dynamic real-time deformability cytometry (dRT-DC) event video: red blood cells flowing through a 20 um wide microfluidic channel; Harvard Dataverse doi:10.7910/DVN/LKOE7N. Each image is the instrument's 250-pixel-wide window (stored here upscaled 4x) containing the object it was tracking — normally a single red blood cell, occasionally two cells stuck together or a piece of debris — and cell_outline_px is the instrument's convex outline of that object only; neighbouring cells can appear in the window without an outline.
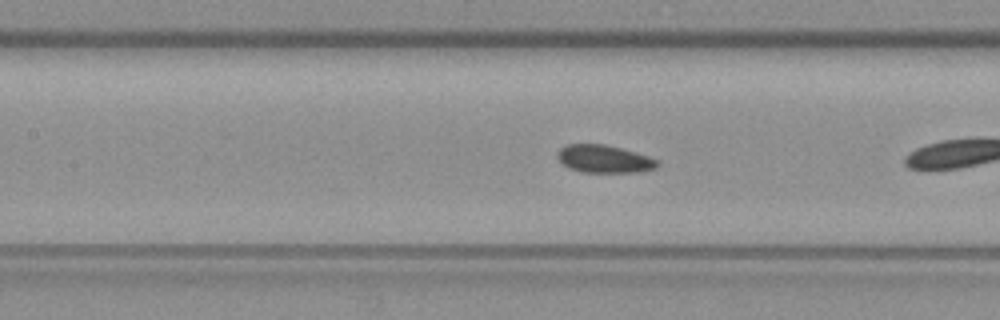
{"species": "common noctule bat (a hibernating species)", "species_latin": "Nyctalus noctula", "temperature_condition": "warm", "stored_images_in_passage": 8, "camera_frame_rate_fps": 3000, "um_per_image_px": 0.085, "animal": {"sex": "female", "body_mass_g": 19.3, "forearm_length_mm": 54.1}, "frame": {"image": 1, "passage_image": 6, "time_ms": 1.667, "image_size_px": [1000, 320], "cell_outline_px": [[660, 164], [656, 168], [640, 172], [580, 172], [568, 168], [556, 156], [556, 152], [564, 144], [604, 144], [620, 148], [648, 156], [660, 160]], "centroid_in_image_um": [51.35, 13.51], "position_along_channel_um": 156.1, "area_um2": 16.3}}